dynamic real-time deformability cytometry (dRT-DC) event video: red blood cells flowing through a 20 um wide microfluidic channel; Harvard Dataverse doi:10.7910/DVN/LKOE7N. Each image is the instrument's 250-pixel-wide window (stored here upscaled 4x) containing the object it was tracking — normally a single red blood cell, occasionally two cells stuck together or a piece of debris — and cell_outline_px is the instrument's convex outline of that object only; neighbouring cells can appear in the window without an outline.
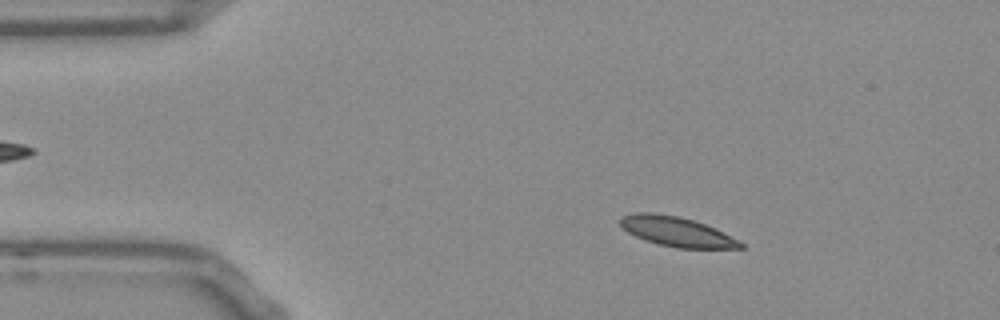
{"species": "Egyptian fruit bat (a non-hibernating species)", "species_latin": "Rousettus aegyptiacus", "temperature_condition": "room temperature", "stored_images_in_passage": 53, "camera_frame_rate_fps": 3000, "um_per_image_px": 0.085, "frame": {"image": 1, "passage_image": 8, "time_ms": 2.333, "image_size_px": [1000, 320], "cell_outline_px": [[744, 248], [676, 248], [644, 240], [628, 232], [620, 224], [620, 220], [624, 216], [636, 212], [652, 212], [680, 216], [704, 224], [740, 240], [744, 244]], "centroid_in_image_um": [57.53, 19.69], "position_along_channel_um": 27.5, "area_um2": 20.58}}
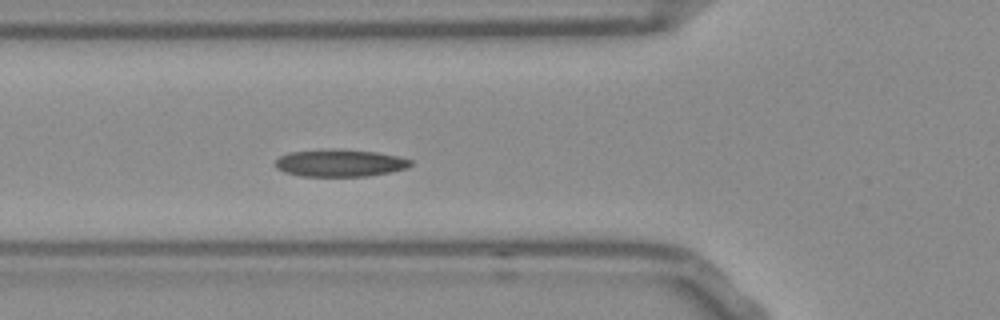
{"frame": {"image": 2, "passage_image": 18, "time_ms": 5.667, "image_size_px": [1000, 320], "cell_outline_px": [[412, 164], [408, 168], [368, 176], [300, 176], [284, 172], [276, 168], [276, 160], [280, 156], [288, 152], [332, 148], [376, 152], [400, 156], [412, 160]], "centroid_in_image_um": [28.89, 13.85], "position_along_channel_um": 96.9, "area_um2": 21.68}}
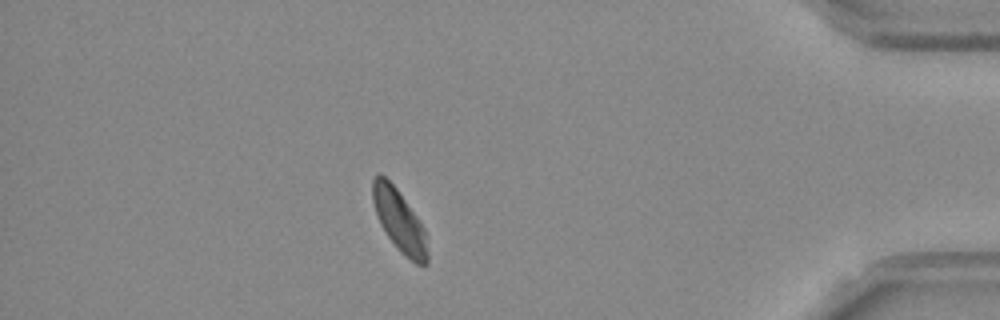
{"frame": {"image": 3, "passage_image": 46, "time_ms": 15.0, "image_size_px": [1000, 320], "cell_outline_px": [[428, 264], [416, 264], [404, 256], [396, 248], [380, 224], [372, 200], [372, 180], [376, 172], [380, 172], [396, 188], [416, 216], [424, 228], [428, 252]], "centroid_in_image_um": [33.92, 18.76], "position_along_channel_um": 401.3, "area_um2": 19.71}, "authors_computed_cell_mechanics": {"area_um2": 20.4612, "velocity_mm_per_s": 3.7551, "shape_relaxation_time_tau1_ms": 9.5211, "shape_relaxation_time_tau2_ms": 5.3501, "deformation_change_tau1": 0.1759, "deformation_change_tau2": 0.1109}}